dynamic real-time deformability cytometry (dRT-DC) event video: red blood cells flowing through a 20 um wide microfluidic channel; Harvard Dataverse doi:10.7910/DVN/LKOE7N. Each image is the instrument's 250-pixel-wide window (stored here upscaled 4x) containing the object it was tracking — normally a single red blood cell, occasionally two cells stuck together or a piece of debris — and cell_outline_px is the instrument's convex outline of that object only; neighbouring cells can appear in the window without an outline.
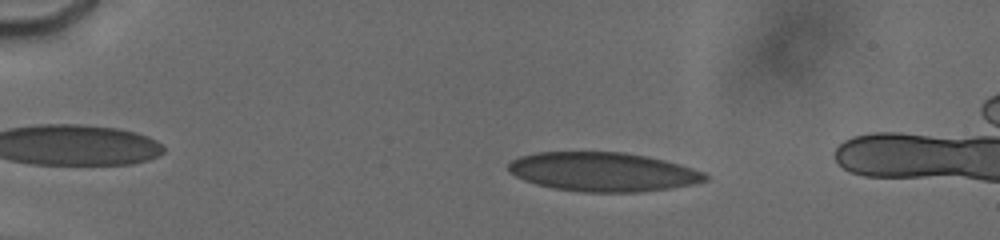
{"species": "human", "species_latin": "Homo sapiens", "temperature_condition": "cold", "stored_images_in_passage": 34, "segment_of_instrument_passage": [1, 2], "camera_frame_rate_fps": 3000, "um_per_image_px": 0.085, "donor": {"sex": "male"}, "frame": {"image": 1, "passage_image": 8, "time_ms": 2.667, "image_size_px": [1000, 240], "cell_outline_px": [[708, 180], [692, 184], [672, 188], [640, 192], [584, 192], [552, 188], [536, 184], [524, 180], [516, 176], [508, 168], [508, 164], [512, 160], [520, 156], [536, 152], [624, 152], [664, 160], [680, 164], [704, 172], [708, 176]], "centroid_in_image_um": [51.26, 14.61], "position_along_channel_um": 33.7, "area_um2": 44.74}}
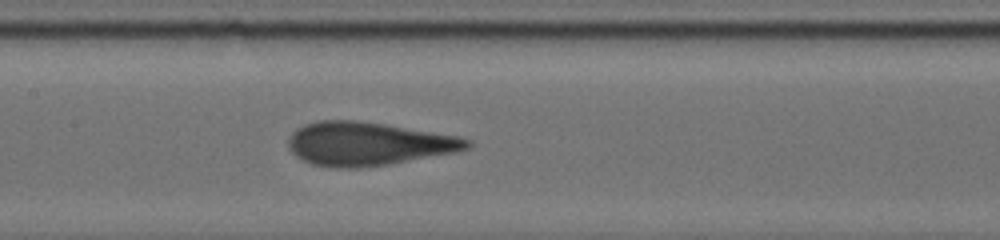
{"frame": {"image": 2, "passage_image": 22, "time_ms": 8.333, "image_size_px": [1000, 240], "cell_outline_px": [[472, 144], [468, 148], [456, 152], [388, 164], [360, 168], [328, 168], [312, 164], [296, 156], [288, 148], [288, 140], [292, 132], [308, 124], [320, 120], [356, 120], [384, 124], [456, 136], [472, 140]], "centroid_in_image_um": [31.27, 12.23], "position_along_channel_um": 176.1, "area_um2": 44.97}}
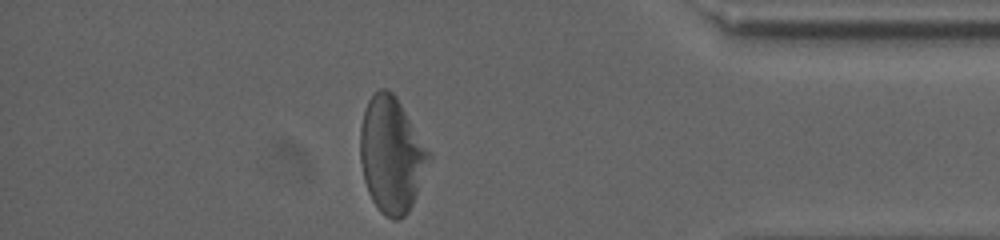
{"frame": {"image": 3, "passage_image": 31, "time_ms": 15.0, "image_size_px": [1000, 240], "cell_outline_px": [[432, 156], [412, 204], [408, 212], [400, 220], [392, 220], [384, 216], [380, 212], [372, 200], [368, 192], [364, 180], [360, 160], [360, 128], [364, 112], [368, 100], [380, 88], [388, 88], [396, 96], [432, 152]], "centroid_in_image_um": [33.29, 13.16], "position_along_channel_um": 401.9, "area_um2": 46.53}}